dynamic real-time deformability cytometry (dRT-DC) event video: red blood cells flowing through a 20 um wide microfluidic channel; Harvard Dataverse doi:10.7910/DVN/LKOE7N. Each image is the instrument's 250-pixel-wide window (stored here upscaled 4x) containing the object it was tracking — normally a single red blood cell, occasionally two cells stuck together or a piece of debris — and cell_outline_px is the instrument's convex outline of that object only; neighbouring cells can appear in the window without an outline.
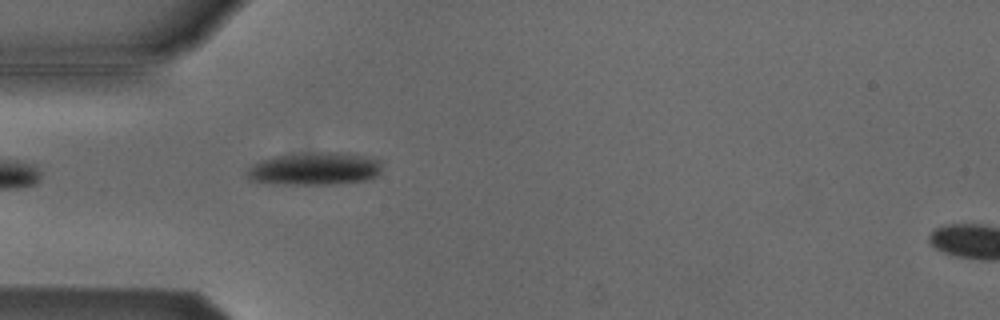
{"species": "Egyptian fruit bat (a non-hibernating species)", "species_latin": "Rousettus aegyptiacus", "temperature_condition": "cold", "stored_images_in_passage": 3, "camera_frame_rate_fps": 3000, "um_per_image_px": 0.085, "animal": {"sex": "male"}, "frame": {"image": 1, "passage_image": 3, "time_ms": 0.667, "image_size_px": [1000, 320], "cell_outline_px": [[380, 172], [376, 176], [364, 180], [332, 184], [272, 184], [248, 180], [248, 168], [252, 164], [276, 156], [316, 152], [348, 152], [380, 160]], "centroid_in_image_um": [26.74, 14.34], "position_along_channel_um": 58.3, "area_um2": 25.61}}